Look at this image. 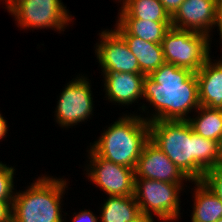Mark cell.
<instances>
[{
    "instance_id": "cell-1",
    "label": "cell",
    "mask_w": 222,
    "mask_h": 222,
    "mask_svg": "<svg viewBox=\"0 0 222 222\" xmlns=\"http://www.w3.org/2000/svg\"><path fill=\"white\" fill-rule=\"evenodd\" d=\"M150 140L191 181L222 163L219 142L196 134L187 120L150 121Z\"/></svg>"
},
{
    "instance_id": "cell-2",
    "label": "cell",
    "mask_w": 222,
    "mask_h": 222,
    "mask_svg": "<svg viewBox=\"0 0 222 222\" xmlns=\"http://www.w3.org/2000/svg\"><path fill=\"white\" fill-rule=\"evenodd\" d=\"M143 97L157 112L146 121L188 120L189 111L200 107L196 73L164 63L144 77Z\"/></svg>"
},
{
    "instance_id": "cell-3",
    "label": "cell",
    "mask_w": 222,
    "mask_h": 222,
    "mask_svg": "<svg viewBox=\"0 0 222 222\" xmlns=\"http://www.w3.org/2000/svg\"><path fill=\"white\" fill-rule=\"evenodd\" d=\"M120 117L90 148L100 157L135 170L144 145L150 140L146 118L132 114Z\"/></svg>"
},
{
    "instance_id": "cell-4",
    "label": "cell",
    "mask_w": 222,
    "mask_h": 222,
    "mask_svg": "<svg viewBox=\"0 0 222 222\" xmlns=\"http://www.w3.org/2000/svg\"><path fill=\"white\" fill-rule=\"evenodd\" d=\"M63 179L41 176L24 192L14 193V222H63L61 199L67 188Z\"/></svg>"
},
{
    "instance_id": "cell-5",
    "label": "cell",
    "mask_w": 222,
    "mask_h": 222,
    "mask_svg": "<svg viewBox=\"0 0 222 222\" xmlns=\"http://www.w3.org/2000/svg\"><path fill=\"white\" fill-rule=\"evenodd\" d=\"M210 36L171 27L162 40L165 63L198 72L210 57Z\"/></svg>"
},
{
    "instance_id": "cell-6",
    "label": "cell",
    "mask_w": 222,
    "mask_h": 222,
    "mask_svg": "<svg viewBox=\"0 0 222 222\" xmlns=\"http://www.w3.org/2000/svg\"><path fill=\"white\" fill-rule=\"evenodd\" d=\"M181 189V184L135 178L133 196L141 213L152 216V211L162 221H173L180 216Z\"/></svg>"
},
{
    "instance_id": "cell-7",
    "label": "cell",
    "mask_w": 222,
    "mask_h": 222,
    "mask_svg": "<svg viewBox=\"0 0 222 222\" xmlns=\"http://www.w3.org/2000/svg\"><path fill=\"white\" fill-rule=\"evenodd\" d=\"M20 28L62 31L72 21L61 0H13L7 7Z\"/></svg>"
},
{
    "instance_id": "cell-8",
    "label": "cell",
    "mask_w": 222,
    "mask_h": 222,
    "mask_svg": "<svg viewBox=\"0 0 222 222\" xmlns=\"http://www.w3.org/2000/svg\"><path fill=\"white\" fill-rule=\"evenodd\" d=\"M90 165L88 177L109 196H133L135 172L98 156L91 148L88 151Z\"/></svg>"
},
{
    "instance_id": "cell-9",
    "label": "cell",
    "mask_w": 222,
    "mask_h": 222,
    "mask_svg": "<svg viewBox=\"0 0 222 222\" xmlns=\"http://www.w3.org/2000/svg\"><path fill=\"white\" fill-rule=\"evenodd\" d=\"M87 77L75 78L64 88L56 106V122L69 127L83 122L92 115L93 98Z\"/></svg>"
},
{
    "instance_id": "cell-10",
    "label": "cell",
    "mask_w": 222,
    "mask_h": 222,
    "mask_svg": "<svg viewBox=\"0 0 222 222\" xmlns=\"http://www.w3.org/2000/svg\"><path fill=\"white\" fill-rule=\"evenodd\" d=\"M100 44L96 43V56L104 73H137L138 60L129 50L125 40L113 29L102 31Z\"/></svg>"
},
{
    "instance_id": "cell-11",
    "label": "cell",
    "mask_w": 222,
    "mask_h": 222,
    "mask_svg": "<svg viewBox=\"0 0 222 222\" xmlns=\"http://www.w3.org/2000/svg\"><path fill=\"white\" fill-rule=\"evenodd\" d=\"M135 178L164 181L173 184H182V180H190L179 168L149 140L142 150L135 167Z\"/></svg>"
},
{
    "instance_id": "cell-12",
    "label": "cell",
    "mask_w": 222,
    "mask_h": 222,
    "mask_svg": "<svg viewBox=\"0 0 222 222\" xmlns=\"http://www.w3.org/2000/svg\"><path fill=\"white\" fill-rule=\"evenodd\" d=\"M216 22V0H185L171 16L172 27L210 36Z\"/></svg>"
},
{
    "instance_id": "cell-13",
    "label": "cell",
    "mask_w": 222,
    "mask_h": 222,
    "mask_svg": "<svg viewBox=\"0 0 222 222\" xmlns=\"http://www.w3.org/2000/svg\"><path fill=\"white\" fill-rule=\"evenodd\" d=\"M104 90L109 101L129 105L143 97L144 74L104 73Z\"/></svg>"
},
{
    "instance_id": "cell-14",
    "label": "cell",
    "mask_w": 222,
    "mask_h": 222,
    "mask_svg": "<svg viewBox=\"0 0 222 222\" xmlns=\"http://www.w3.org/2000/svg\"><path fill=\"white\" fill-rule=\"evenodd\" d=\"M196 77L200 106L222 109V60L213 63L209 57Z\"/></svg>"
},
{
    "instance_id": "cell-15",
    "label": "cell",
    "mask_w": 222,
    "mask_h": 222,
    "mask_svg": "<svg viewBox=\"0 0 222 222\" xmlns=\"http://www.w3.org/2000/svg\"><path fill=\"white\" fill-rule=\"evenodd\" d=\"M114 29L126 42L129 50L138 60L141 73L148 76L165 63L161 44L147 42L139 37L130 35L119 23Z\"/></svg>"
},
{
    "instance_id": "cell-16",
    "label": "cell",
    "mask_w": 222,
    "mask_h": 222,
    "mask_svg": "<svg viewBox=\"0 0 222 222\" xmlns=\"http://www.w3.org/2000/svg\"><path fill=\"white\" fill-rule=\"evenodd\" d=\"M196 191L192 222H216L222 217V201L202 182L194 181Z\"/></svg>"
},
{
    "instance_id": "cell-17",
    "label": "cell",
    "mask_w": 222,
    "mask_h": 222,
    "mask_svg": "<svg viewBox=\"0 0 222 222\" xmlns=\"http://www.w3.org/2000/svg\"><path fill=\"white\" fill-rule=\"evenodd\" d=\"M119 19L171 21V16L159 0H121Z\"/></svg>"
},
{
    "instance_id": "cell-18",
    "label": "cell",
    "mask_w": 222,
    "mask_h": 222,
    "mask_svg": "<svg viewBox=\"0 0 222 222\" xmlns=\"http://www.w3.org/2000/svg\"><path fill=\"white\" fill-rule=\"evenodd\" d=\"M100 212L101 222H129L141 213L134 196H109Z\"/></svg>"
},
{
    "instance_id": "cell-19",
    "label": "cell",
    "mask_w": 222,
    "mask_h": 222,
    "mask_svg": "<svg viewBox=\"0 0 222 222\" xmlns=\"http://www.w3.org/2000/svg\"><path fill=\"white\" fill-rule=\"evenodd\" d=\"M117 22L132 36L147 42L161 44L166 32L172 27L171 21L141 19H118Z\"/></svg>"
},
{
    "instance_id": "cell-20",
    "label": "cell",
    "mask_w": 222,
    "mask_h": 222,
    "mask_svg": "<svg viewBox=\"0 0 222 222\" xmlns=\"http://www.w3.org/2000/svg\"><path fill=\"white\" fill-rule=\"evenodd\" d=\"M196 118L188 117L193 131L206 139L220 143L222 139V109H210L200 106Z\"/></svg>"
},
{
    "instance_id": "cell-21",
    "label": "cell",
    "mask_w": 222,
    "mask_h": 222,
    "mask_svg": "<svg viewBox=\"0 0 222 222\" xmlns=\"http://www.w3.org/2000/svg\"><path fill=\"white\" fill-rule=\"evenodd\" d=\"M14 171L13 167H7L6 164L0 162V201L9 202L11 205L15 195L12 191L14 190Z\"/></svg>"
},
{
    "instance_id": "cell-22",
    "label": "cell",
    "mask_w": 222,
    "mask_h": 222,
    "mask_svg": "<svg viewBox=\"0 0 222 222\" xmlns=\"http://www.w3.org/2000/svg\"><path fill=\"white\" fill-rule=\"evenodd\" d=\"M202 182L222 201V163L206 171Z\"/></svg>"
},
{
    "instance_id": "cell-23",
    "label": "cell",
    "mask_w": 222,
    "mask_h": 222,
    "mask_svg": "<svg viewBox=\"0 0 222 222\" xmlns=\"http://www.w3.org/2000/svg\"><path fill=\"white\" fill-rule=\"evenodd\" d=\"M12 220V205L9 202L0 201V222Z\"/></svg>"
},
{
    "instance_id": "cell-24",
    "label": "cell",
    "mask_w": 222,
    "mask_h": 222,
    "mask_svg": "<svg viewBox=\"0 0 222 222\" xmlns=\"http://www.w3.org/2000/svg\"><path fill=\"white\" fill-rule=\"evenodd\" d=\"M74 214L75 217L72 222H98V217H96V215H94L90 210H83L78 214Z\"/></svg>"
},
{
    "instance_id": "cell-25",
    "label": "cell",
    "mask_w": 222,
    "mask_h": 222,
    "mask_svg": "<svg viewBox=\"0 0 222 222\" xmlns=\"http://www.w3.org/2000/svg\"><path fill=\"white\" fill-rule=\"evenodd\" d=\"M164 9L172 16L185 0H159Z\"/></svg>"
},
{
    "instance_id": "cell-26",
    "label": "cell",
    "mask_w": 222,
    "mask_h": 222,
    "mask_svg": "<svg viewBox=\"0 0 222 222\" xmlns=\"http://www.w3.org/2000/svg\"><path fill=\"white\" fill-rule=\"evenodd\" d=\"M214 26H218L220 31V39L222 41V0H216V22ZM222 43V42H221Z\"/></svg>"
},
{
    "instance_id": "cell-27",
    "label": "cell",
    "mask_w": 222,
    "mask_h": 222,
    "mask_svg": "<svg viewBox=\"0 0 222 222\" xmlns=\"http://www.w3.org/2000/svg\"><path fill=\"white\" fill-rule=\"evenodd\" d=\"M129 222H154L153 216L147 215L145 213H140L136 218Z\"/></svg>"
},
{
    "instance_id": "cell-28",
    "label": "cell",
    "mask_w": 222,
    "mask_h": 222,
    "mask_svg": "<svg viewBox=\"0 0 222 222\" xmlns=\"http://www.w3.org/2000/svg\"><path fill=\"white\" fill-rule=\"evenodd\" d=\"M7 128H8L7 122L0 113V140L6 136V133L8 131Z\"/></svg>"
},
{
    "instance_id": "cell-29",
    "label": "cell",
    "mask_w": 222,
    "mask_h": 222,
    "mask_svg": "<svg viewBox=\"0 0 222 222\" xmlns=\"http://www.w3.org/2000/svg\"><path fill=\"white\" fill-rule=\"evenodd\" d=\"M219 145H220V154H221V160H222V139H221Z\"/></svg>"
},
{
    "instance_id": "cell-30",
    "label": "cell",
    "mask_w": 222,
    "mask_h": 222,
    "mask_svg": "<svg viewBox=\"0 0 222 222\" xmlns=\"http://www.w3.org/2000/svg\"><path fill=\"white\" fill-rule=\"evenodd\" d=\"M6 2V6H8L13 0H4Z\"/></svg>"
},
{
    "instance_id": "cell-31",
    "label": "cell",
    "mask_w": 222,
    "mask_h": 222,
    "mask_svg": "<svg viewBox=\"0 0 222 222\" xmlns=\"http://www.w3.org/2000/svg\"><path fill=\"white\" fill-rule=\"evenodd\" d=\"M216 222H222V217L220 219H218Z\"/></svg>"
}]
</instances>
